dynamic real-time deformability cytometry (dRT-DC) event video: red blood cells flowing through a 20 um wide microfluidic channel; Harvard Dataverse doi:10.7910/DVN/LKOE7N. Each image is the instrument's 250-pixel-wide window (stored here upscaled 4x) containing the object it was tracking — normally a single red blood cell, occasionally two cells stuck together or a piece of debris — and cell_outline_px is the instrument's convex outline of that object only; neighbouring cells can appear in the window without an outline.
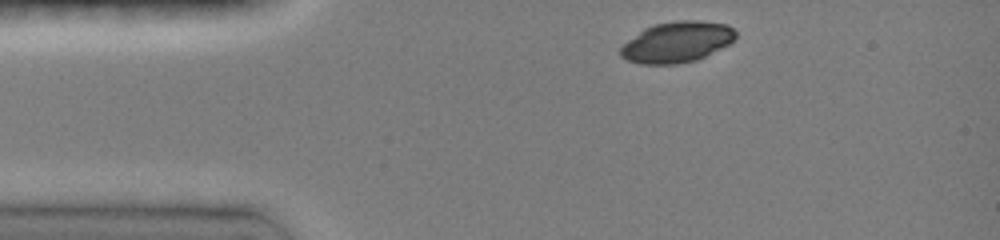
{"species": "common noctule bat (a hibernating species)", "species_latin": "Nyctalus noctula", "temperature_condition": "room temperature", "stored_images_in_passage": 3, "camera_frame_rate_fps": 3000, "um_per_image_px": 0.085, "animal": {"sex": "female", "body_mass_g": 19.0, "forearm_length_mm": 51.5}, "frame": {"image": 1, "passage_image": 1, "time_ms": 0.0, "image_size_px": [1000, 240], "cell_outline_px": [[736, 36], [728, 44], [696, 60], [676, 64], [640, 64], [628, 60], [620, 56], [620, 48], [628, 40], [644, 28], [656, 24], [676, 20], [700, 20], [728, 24], [736, 32]], "centroid_in_image_um": [57.53, 3.56], "position_along_channel_um": 27.5, "area_um2": 27.22}}